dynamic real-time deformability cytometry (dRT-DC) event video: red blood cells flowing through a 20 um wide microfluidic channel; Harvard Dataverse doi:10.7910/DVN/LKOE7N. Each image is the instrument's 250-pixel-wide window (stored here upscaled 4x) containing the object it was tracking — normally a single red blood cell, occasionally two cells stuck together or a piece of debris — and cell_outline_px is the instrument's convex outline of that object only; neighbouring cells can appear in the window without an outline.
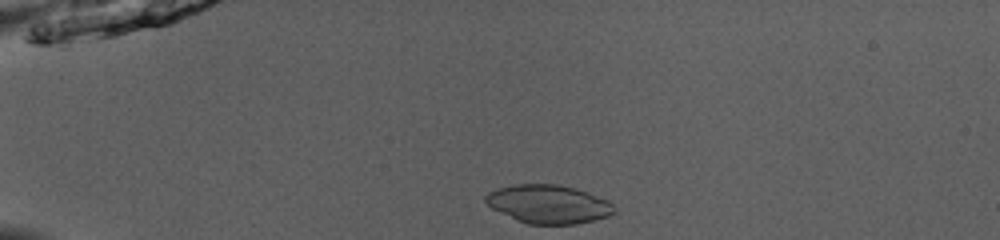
{"species": "common noctule bat (a hibernating species)", "species_latin": "Nyctalus noctula", "temperature_condition": "room temperature", "stored_images_in_passage": 39, "camera_frame_rate_fps": 3000, "um_per_image_px": 0.085, "animal": {"sex": "male", "body_mass_g": 13.0, "forearm_length_mm": 53.1}, "frame": {"image": 1, "passage_image": 1, "time_ms": 0.0, "image_size_px": [1000, 240], "cell_outline_px": [[616, 212], [608, 216], [576, 224], [528, 224], [516, 220], [492, 208], [484, 200], [484, 196], [488, 192], [496, 188], [512, 184], [556, 184], [588, 192], [608, 200], [616, 208]], "centroid_in_image_um": [46.6, 17.34], "position_along_channel_um": 38.4, "area_um2": 28.9}}
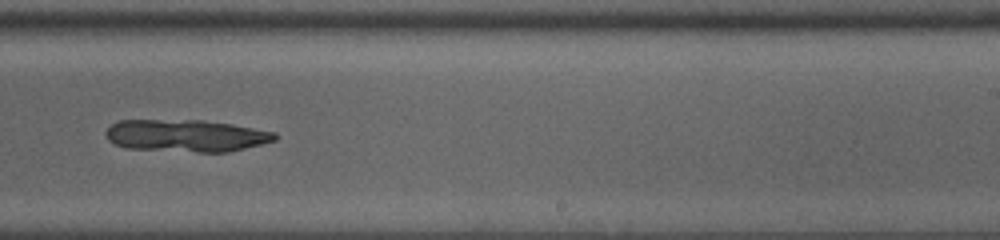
{"frame": {"image": 2, "passage_image": 22, "time_ms": 7.0, "image_size_px": [1000, 240], "cell_outline_px": [[276, 140], [228, 152], [200, 152], [128, 148], [116, 144], [108, 140], [104, 132], [112, 124], [120, 120], [204, 120], [232, 124], [276, 132]], "centroid_in_image_um": [15.81, 11.52], "position_along_channel_um": 273.2, "area_um2": 31.56}}
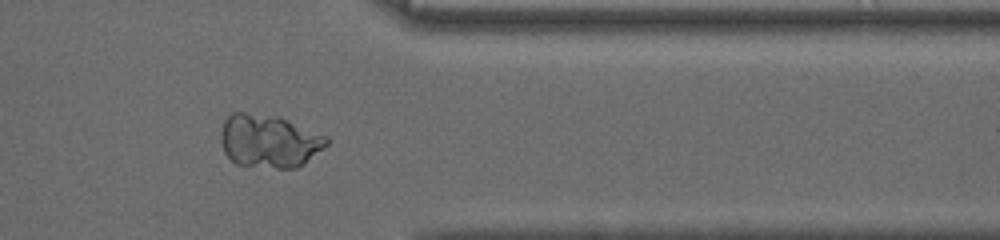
{"frame": {"image": 3, "passage_image": 31, "time_ms": 10.0, "image_size_px": [1000, 240], "cell_outline_px": [[328, 144], [324, 148], [296, 168], [276, 168], [236, 164], [224, 152], [220, 140], [220, 132], [224, 120], [232, 112], [244, 112], [276, 116], [328, 136]], "centroid_in_image_um": [22.84, 11.98], "position_along_channel_um": 388.6, "area_um2": 32.6}}